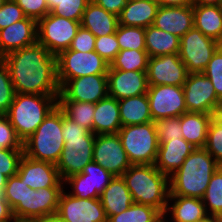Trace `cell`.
<instances>
[{"label": "cell", "instance_id": "cell-1", "mask_svg": "<svg viewBox=\"0 0 222 222\" xmlns=\"http://www.w3.org/2000/svg\"><path fill=\"white\" fill-rule=\"evenodd\" d=\"M10 74L15 93L59 96L57 56L36 42L1 58Z\"/></svg>", "mask_w": 222, "mask_h": 222}, {"label": "cell", "instance_id": "cell-2", "mask_svg": "<svg viewBox=\"0 0 222 222\" xmlns=\"http://www.w3.org/2000/svg\"><path fill=\"white\" fill-rule=\"evenodd\" d=\"M220 166L205 148H195L169 177V195L202 199L213 173Z\"/></svg>", "mask_w": 222, "mask_h": 222}, {"label": "cell", "instance_id": "cell-3", "mask_svg": "<svg viewBox=\"0 0 222 222\" xmlns=\"http://www.w3.org/2000/svg\"><path fill=\"white\" fill-rule=\"evenodd\" d=\"M122 178L135 203L151 206L164 215L170 193L169 177L155 164L131 165Z\"/></svg>", "mask_w": 222, "mask_h": 222}, {"label": "cell", "instance_id": "cell-4", "mask_svg": "<svg viewBox=\"0 0 222 222\" xmlns=\"http://www.w3.org/2000/svg\"><path fill=\"white\" fill-rule=\"evenodd\" d=\"M62 134L65 143L56 167L64 181L72 175L81 173L83 168L93 161L96 135L69 119L63 110Z\"/></svg>", "mask_w": 222, "mask_h": 222}, {"label": "cell", "instance_id": "cell-5", "mask_svg": "<svg viewBox=\"0 0 222 222\" xmlns=\"http://www.w3.org/2000/svg\"><path fill=\"white\" fill-rule=\"evenodd\" d=\"M58 105V96L15 93L6 116L22 143Z\"/></svg>", "mask_w": 222, "mask_h": 222}, {"label": "cell", "instance_id": "cell-6", "mask_svg": "<svg viewBox=\"0 0 222 222\" xmlns=\"http://www.w3.org/2000/svg\"><path fill=\"white\" fill-rule=\"evenodd\" d=\"M62 109L57 105L37 130L23 142L24 155L38 161L57 164L64 148Z\"/></svg>", "mask_w": 222, "mask_h": 222}, {"label": "cell", "instance_id": "cell-7", "mask_svg": "<svg viewBox=\"0 0 222 222\" xmlns=\"http://www.w3.org/2000/svg\"><path fill=\"white\" fill-rule=\"evenodd\" d=\"M117 134L132 165L155 164L159 140L153 121L121 127Z\"/></svg>", "mask_w": 222, "mask_h": 222}, {"label": "cell", "instance_id": "cell-8", "mask_svg": "<svg viewBox=\"0 0 222 222\" xmlns=\"http://www.w3.org/2000/svg\"><path fill=\"white\" fill-rule=\"evenodd\" d=\"M109 64L95 51L64 50L57 56V80L60 89L73 78L107 74Z\"/></svg>", "mask_w": 222, "mask_h": 222}, {"label": "cell", "instance_id": "cell-9", "mask_svg": "<svg viewBox=\"0 0 222 222\" xmlns=\"http://www.w3.org/2000/svg\"><path fill=\"white\" fill-rule=\"evenodd\" d=\"M81 27L80 21L60 17L50 12L37 21V42L51 54L58 56L69 49L72 39Z\"/></svg>", "mask_w": 222, "mask_h": 222}, {"label": "cell", "instance_id": "cell-10", "mask_svg": "<svg viewBox=\"0 0 222 222\" xmlns=\"http://www.w3.org/2000/svg\"><path fill=\"white\" fill-rule=\"evenodd\" d=\"M219 43L193 27L180 38L179 57L188 73H203Z\"/></svg>", "mask_w": 222, "mask_h": 222}, {"label": "cell", "instance_id": "cell-11", "mask_svg": "<svg viewBox=\"0 0 222 222\" xmlns=\"http://www.w3.org/2000/svg\"><path fill=\"white\" fill-rule=\"evenodd\" d=\"M114 176L94 161L88 163L81 173L70 176L63 181L66 191L76 198H100L104 189ZM70 185V186H69ZM66 186V187H65ZM68 186V187H67Z\"/></svg>", "mask_w": 222, "mask_h": 222}, {"label": "cell", "instance_id": "cell-12", "mask_svg": "<svg viewBox=\"0 0 222 222\" xmlns=\"http://www.w3.org/2000/svg\"><path fill=\"white\" fill-rule=\"evenodd\" d=\"M187 112L213 114L222 104L204 73H189L183 85Z\"/></svg>", "mask_w": 222, "mask_h": 222}, {"label": "cell", "instance_id": "cell-13", "mask_svg": "<svg viewBox=\"0 0 222 222\" xmlns=\"http://www.w3.org/2000/svg\"><path fill=\"white\" fill-rule=\"evenodd\" d=\"M152 121L180 117L187 112L183 86H148L147 91Z\"/></svg>", "mask_w": 222, "mask_h": 222}, {"label": "cell", "instance_id": "cell-14", "mask_svg": "<svg viewBox=\"0 0 222 222\" xmlns=\"http://www.w3.org/2000/svg\"><path fill=\"white\" fill-rule=\"evenodd\" d=\"M93 161L113 176L122 174L132 165L118 134H98L95 137Z\"/></svg>", "mask_w": 222, "mask_h": 222}, {"label": "cell", "instance_id": "cell-15", "mask_svg": "<svg viewBox=\"0 0 222 222\" xmlns=\"http://www.w3.org/2000/svg\"><path fill=\"white\" fill-rule=\"evenodd\" d=\"M65 222H107L100 198H76L62 191L56 212Z\"/></svg>", "mask_w": 222, "mask_h": 222}, {"label": "cell", "instance_id": "cell-16", "mask_svg": "<svg viewBox=\"0 0 222 222\" xmlns=\"http://www.w3.org/2000/svg\"><path fill=\"white\" fill-rule=\"evenodd\" d=\"M146 73L148 86H183L189 74L179 53L149 57Z\"/></svg>", "mask_w": 222, "mask_h": 222}, {"label": "cell", "instance_id": "cell-17", "mask_svg": "<svg viewBox=\"0 0 222 222\" xmlns=\"http://www.w3.org/2000/svg\"><path fill=\"white\" fill-rule=\"evenodd\" d=\"M17 176L33 190L45 187H64L55 164L38 161L23 155Z\"/></svg>", "mask_w": 222, "mask_h": 222}, {"label": "cell", "instance_id": "cell-18", "mask_svg": "<svg viewBox=\"0 0 222 222\" xmlns=\"http://www.w3.org/2000/svg\"><path fill=\"white\" fill-rule=\"evenodd\" d=\"M60 91L72 101L97 103L108 96L107 74L70 79Z\"/></svg>", "mask_w": 222, "mask_h": 222}, {"label": "cell", "instance_id": "cell-19", "mask_svg": "<svg viewBox=\"0 0 222 222\" xmlns=\"http://www.w3.org/2000/svg\"><path fill=\"white\" fill-rule=\"evenodd\" d=\"M108 96L117 100L147 94V73L108 69Z\"/></svg>", "mask_w": 222, "mask_h": 222}, {"label": "cell", "instance_id": "cell-20", "mask_svg": "<svg viewBox=\"0 0 222 222\" xmlns=\"http://www.w3.org/2000/svg\"><path fill=\"white\" fill-rule=\"evenodd\" d=\"M37 42V21L26 17L0 30V58Z\"/></svg>", "mask_w": 222, "mask_h": 222}, {"label": "cell", "instance_id": "cell-21", "mask_svg": "<svg viewBox=\"0 0 222 222\" xmlns=\"http://www.w3.org/2000/svg\"><path fill=\"white\" fill-rule=\"evenodd\" d=\"M193 6H159L153 26L181 38L194 27Z\"/></svg>", "mask_w": 222, "mask_h": 222}, {"label": "cell", "instance_id": "cell-22", "mask_svg": "<svg viewBox=\"0 0 222 222\" xmlns=\"http://www.w3.org/2000/svg\"><path fill=\"white\" fill-rule=\"evenodd\" d=\"M208 216L209 214L206 211L202 199L179 195H169L167 208L163 215V221L198 222L206 219Z\"/></svg>", "mask_w": 222, "mask_h": 222}, {"label": "cell", "instance_id": "cell-23", "mask_svg": "<svg viewBox=\"0 0 222 222\" xmlns=\"http://www.w3.org/2000/svg\"><path fill=\"white\" fill-rule=\"evenodd\" d=\"M196 147L184 138H176L164 143H159L155 167L163 174L170 177L183 164Z\"/></svg>", "mask_w": 222, "mask_h": 222}, {"label": "cell", "instance_id": "cell-24", "mask_svg": "<svg viewBox=\"0 0 222 222\" xmlns=\"http://www.w3.org/2000/svg\"><path fill=\"white\" fill-rule=\"evenodd\" d=\"M64 187L30 189L26 197V219H36L57 212Z\"/></svg>", "mask_w": 222, "mask_h": 222}, {"label": "cell", "instance_id": "cell-25", "mask_svg": "<svg viewBox=\"0 0 222 222\" xmlns=\"http://www.w3.org/2000/svg\"><path fill=\"white\" fill-rule=\"evenodd\" d=\"M80 24L95 37H101L114 34L119 26V20L118 16L109 13L91 0L83 12Z\"/></svg>", "mask_w": 222, "mask_h": 222}, {"label": "cell", "instance_id": "cell-26", "mask_svg": "<svg viewBox=\"0 0 222 222\" xmlns=\"http://www.w3.org/2000/svg\"><path fill=\"white\" fill-rule=\"evenodd\" d=\"M158 8L156 0H128L118 16L119 24L147 28L153 25Z\"/></svg>", "mask_w": 222, "mask_h": 222}, {"label": "cell", "instance_id": "cell-27", "mask_svg": "<svg viewBox=\"0 0 222 222\" xmlns=\"http://www.w3.org/2000/svg\"><path fill=\"white\" fill-rule=\"evenodd\" d=\"M121 125L118 100L107 96L95 103L93 133L117 134Z\"/></svg>", "mask_w": 222, "mask_h": 222}, {"label": "cell", "instance_id": "cell-28", "mask_svg": "<svg viewBox=\"0 0 222 222\" xmlns=\"http://www.w3.org/2000/svg\"><path fill=\"white\" fill-rule=\"evenodd\" d=\"M107 218L127 210L133 203V197L122 176H114L100 195Z\"/></svg>", "mask_w": 222, "mask_h": 222}, {"label": "cell", "instance_id": "cell-29", "mask_svg": "<svg viewBox=\"0 0 222 222\" xmlns=\"http://www.w3.org/2000/svg\"><path fill=\"white\" fill-rule=\"evenodd\" d=\"M211 114L185 112L180 116L183 138L196 148H204Z\"/></svg>", "mask_w": 222, "mask_h": 222}, {"label": "cell", "instance_id": "cell-30", "mask_svg": "<svg viewBox=\"0 0 222 222\" xmlns=\"http://www.w3.org/2000/svg\"><path fill=\"white\" fill-rule=\"evenodd\" d=\"M194 27L218 43L222 40V10L219 5H193Z\"/></svg>", "mask_w": 222, "mask_h": 222}, {"label": "cell", "instance_id": "cell-31", "mask_svg": "<svg viewBox=\"0 0 222 222\" xmlns=\"http://www.w3.org/2000/svg\"><path fill=\"white\" fill-rule=\"evenodd\" d=\"M122 127L152 122L147 94L118 100Z\"/></svg>", "mask_w": 222, "mask_h": 222}, {"label": "cell", "instance_id": "cell-32", "mask_svg": "<svg viewBox=\"0 0 222 222\" xmlns=\"http://www.w3.org/2000/svg\"><path fill=\"white\" fill-rule=\"evenodd\" d=\"M145 46L149 57L175 54L180 50V38L150 25L145 28Z\"/></svg>", "mask_w": 222, "mask_h": 222}, {"label": "cell", "instance_id": "cell-33", "mask_svg": "<svg viewBox=\"0 0 222 222\" xmlns=\"http://www.w3.org/2000/svg\"><path fill=\"white\" fill-rule=\"evenodd\" d=\"M58 106L64 111V114L69 119L93 133L95 103L69 100L60 91L58 96Z\"/></svg>", "mask_w": 222, "mask_h": 222}, {"label": "cell", "instance_id": "cell-34", "mask_svg": "<svg viewBox=\"0 0 222 222\" xmlns=\"http://www.w3.org/2000/svg\"><path fill=\"white\" fill-rule=\"evenodd\" d=\"M30 189L17 175L7 179L3 198L8 202L13 218L26 219V197Z\"/></svg>", "mask_w": 222, "mask_h": 222}, {"label": "cell", "instance_id": "cell-35", "mask_svg": "<svg viewBox=\"0 0 222 222\" xmlns=\"http://www.w3.org/2000/svg\"><path fill=\"white\" fill-rule=\"evenodd\" d=\"M107 222H163V215L151 206L134 202L127 210L109 216Z\"/></svg>", "mask_w": 222, "mask_h": 222}, {"label": "cell", "instance_id": "cell-36", "mask_svg": "<svg viewBox=\"0 0 222 222\" xmlns=\"http://www.w3.org/2000/svg\"><path fill=\"white\" fill-rule=\"evenodd\" d=\"M148 60L146 50H120L108 69L147 72Z\"/></svg>", "mask_w": 222, "mask_h": 222}, {"label": "cell", "instance_id": "cell-37", "mask_svg": "<svg viewBox=\"0 0 222 222\" xmlns=\"http://www.w3.org/2000/svg\"><path fill=\"white\" fill-rule=\"evenodd\" d=\"M202 200L209 216L222 219V166L213 173Z\"/></svg>", "mask_w": 222, "mask_h": 222}, {"label": "cell", "instance_id": "cell-38", "mask_svg": "<svg viewBox=\"0 0 222 222\" xmlns=\"http://www.w3.org/2000/svg\"><path fill=\"white\" fill-rule=\"evenodd\" d=\"M51 14L80 21L91 0H46Z\"/></svg>", "mask_w": 222, "mask_h": 222}, {"label": "cell", "instance_id": "cell-39", "mask_svg": "<svg viewBox=\"0 0 222 222\" xmlns=\"http://www.w3.org/2000/svg\"><path fill=\"white\" fill-rule=\"evenodd\" d=\"M115 33L120 50H146L145 28L119 24Z\"/></svg>", "mask_w": 222, "mask_h": 222}, {"label": "cell", "instance_id": "cell-40", "mask_svg": "<svg viewBox=\"0 0 222 222\" xmlns=\"http://www.w3.org/2000/svg\"><path fill=\"white\" fill-rule=\"evenodd\" d=\"M159 143L183 138L180 117L160 118L153 121Z\"/></svg>", "mask_w": 222, "mask_h": 222}, {"label": "cell", "instance_id": "cell-41", "mask_svg": "<svg viewBox=\"0 0 222 222\" xmlns=\"http://www.w3.org/2000/svg\"><path fill=\"white\" fill-rule=\"evenodd\" d=\"M15 90L10 79L8 67L0 58V114L6 115L13 102Z\"/></svg>", "mask_w": 222, "mask_h": 222}, {"label": "cell", "instance_id": "cell-42", "mask_svg": "<svg viewBox=\"0 0 222 222\" xmlns=\"http://www.w3.org/2000/svg\"><path fill=\"white\" fill-rule=\"evenodd\" d=\"M204 75L207 76L215 89L218 99L222 102V49L219 47L208 62Z\"/></svg>", "mask_w": 222, "mask_h": 222}, {"label": "cell", "instance_id": "cell-43", "mask_svg": "<svg viewBox=\"0 0 222 222\" xmlns=\"http://www.w3.org/2000/svg\"><path fill=\"white\" fill-rule=\"evenodd\" d=\"M23 149H0V173L7 178L17 175Z\"/></svg>", "mask_w": 222, "mask_h": 222}, {"label": "cell", "instance_id": "cell-44", "mask_svg": "<svg viewBox=\"0 0 222 222\" xmlns=\"http://www.w3.org/2000/svg\"><path fill=\"white\" fill-rule=\"evenodd\" d=\"M222 166V127L213 119L207 131V140L204 147Z\"/></svg>", "mask_w": 222, "mask_h": 222}, {"label": "cell", "instance_id": "cell-45", "mask_svg": "<svg viewBox=\"0 0 222 222\" xmlns=\"http://www.w3.org/2000/svg\"><path fill=\"white\" fill-rule=\"evenodd\" d=\"M94 51L110 65L120 51L116 33L96 37Z\"/></svg>", "mask_w": 222, "mask_h": 222}, {"label": "cell", "instance_id": "cell-46", "mask_svg": "<svg viewBox=\"0 0 222 222\" xmlns=\"http://www.w3.org/2000/svg\"><path fill=\"white\" fill-rule=\"evenodd\" d=\"M0 148L23 149V143L6 115H0Z\"/></svg>", "mask_w": 222, "mask_h": 222}, {"label": "cell", "instance_id": "cell-47", "mask_svg": "<svg viewBox=\"0 0 222 222\" xmlns=\"http://www.w3.org/2000/svg\"><path fill=\"white\" fill-rule=\"evenodd\" d=\"M25 18L23 10L14 0H6L0 8V30Z\"/></svg>", "mask_w": 222, "mask_h": 222}, {"label": "cell", "instance_id": "cell-48", "mask_svg": "<svg viewBox=\"0 0 222 222\" xmlns=\"http://www.w3.org/2000/svg\"><path fill=\"white\" fill-rule=\"evenodd\" d=\"M23 10L26 17L36 21L45 17L49 13L46 0H14Z\"/></svg>", "mask_w": 222, "mask_h": 222}, {"label": "cell", "instance_id": "cell-49", "mask_svg": "<svg viewBox=\"0 0 222 222\" xmlns=\"http://www.w3.org/2000/svg\"><path fill=\"white\" fill-rule=\"evenodd\" d=\"M96 37L87 29L80 27L72 39L69 50L92 52L94 51Z\"/></svg>", "mask_w": 222, "mask_h": 222}, {"label": "cell", "instance_id": "cell-50", "mask_svg": "<svg viewBox=\"0 0 222 222\" xmlns=\"http://www.w3.org/2000/svg\"><path fill=\"white\" fill-rule=\"evenodd\" d=\"M92 1L97 5L101 6L109 13L119 16V14L123 10L128 0H92Z\"/></svg>", "mask_w": 222, "mask_h": 222}, {"label": "cell", "instance_id": "cell-51", "mask_svg": "<svg viewBox=\"0 0 222 222\" xmlns=\"http://www.w3.org/2000/svg\"><path fill=\"white\" fill-rule=\"evenodd\" d=\"M12 219L13 214L8 202L0 197V222H10Z\"/></svg>", "mask_w": 222, "mask_h": 222}, {"label": "cell", "instance_id": "cell-52", "mask_svg": "<svg viewBox=\"0 0 222 222\" xmlns=\"http://www.w3.org/2000/svg\"><path fill=\"white\" fill-rule=\"evenodd\" d=\"M159 6H193L194 0H156Z\"/></svg>", "mask_w": 222, "mask_h": 222}, {"label": "cell", "instance_id": "cell-53", "mask_svg": "<svg viewBox=\"0 0 222 222\" xmlns=\"http://www.w3.org/2000/svg\"><path fill=\"white\" fill-rule=\"evenodd\" d=\"M36 222H65L57 213L36 218Z\"/></svg>", "mask_w": 222, "mask_h": 222}, {"label": "cell", "instance_id": "cell-54", "mask_svg": "<svg viewBox=\"0 0 222 222\" xmlns=\"http://www.w3.org/2000/svg\"><path fill=\"white\" fill-rule=\"evenodd\" d=\"M212 119L222 127V104H220L212 114Z\"/></svg>", "mask_w": 222, "mask_h": 222}, {"label": "cell", "instance_id": "cell-55", "mask_svg": "<svg viewBox=\"0 0 222 222\" xmlns=\"http://www.w3.org/2000/svg\"><path fill=\"white\" fill-rule=\"evenodd\" d=\"M220 0H194L193 5H219Z\"/></svg>", "mask_w": 222, "mask_h": 222}, {"label": "cell", "instance_id": "cell-56", "mask_svg": "<svg viewBox=\"0 0 222 222\" xmlns=\"http://www.w3.org/2000/svg\"><path fill=\"white\" fill-rule=\"evenodd\" d=\"M7 179L8 178L4 174L0 173V197H3Z\"/></svg>", "mask_w": 222, "mask_h": 222}, {"label": "cell", "instance_id": "cell-57", "mask_svg": "<svg viewBox=\"0 0 222 222\" xmlns=\"http://www.w3.org/2000/svg\"><path fill=\"white\" fill-rule=\"evenodd\" d=\"M198 222H222L221 218L215 217V216H208L206 219H203Z\"/></svg>", "mask_w": 222, "mask_h": 222}, {"label": "cell", "instance_id": "cell-58", "mask_svg": "<svg viewBox=\"0 0 222 222\" xmlns=\"http://www.w3.org/2000/svg\"><path fill=\"white\" fill-rule=\"evenodd\" d=\"M10 222H36V219L13 218Z\"/></svg>", "mask_w": 222, "mask_h": 222}, {"label": "cell", "instance_id": "cell-59", "mask_svg": "<svg viewBox=\"0 0 222 222\" xmlns=\"http://www.w3.org/2000/svg\"><path fill=\"white\" fill-rule=\"evenodd\" d=\"M5 1H6V0H0V8H1V6L4 4Z\"/></svg>", "mask_w": 222, "mask_h": 222}, {"label": "cell", "instance_id": "cell-60", "mask_svg": "<svg viewBox=\"0 0 222 222\" xmlns=\"http://www.w3.org/2000/svg\"><path fill=\"white\" fill-rule=\"evenodd\" d=\"M219 7H220L221 10H222V0H220Z\"/></svg>", "mask_w": 222, "mask_h": 222}, {"label": "cell", "instance_id": "cell-61", "mask_svg": "<svg viewBox=\"0 0 222 222\" xmlns=\"http://www.w3.org/2000/svg\"><path fill=\"white\" fill-rule=\"evenodd\" d=\"M219 47L222 49V40L219 42Z\"/></svg>", "mask_w": 222, "mask_h": 222}]
</instances>
